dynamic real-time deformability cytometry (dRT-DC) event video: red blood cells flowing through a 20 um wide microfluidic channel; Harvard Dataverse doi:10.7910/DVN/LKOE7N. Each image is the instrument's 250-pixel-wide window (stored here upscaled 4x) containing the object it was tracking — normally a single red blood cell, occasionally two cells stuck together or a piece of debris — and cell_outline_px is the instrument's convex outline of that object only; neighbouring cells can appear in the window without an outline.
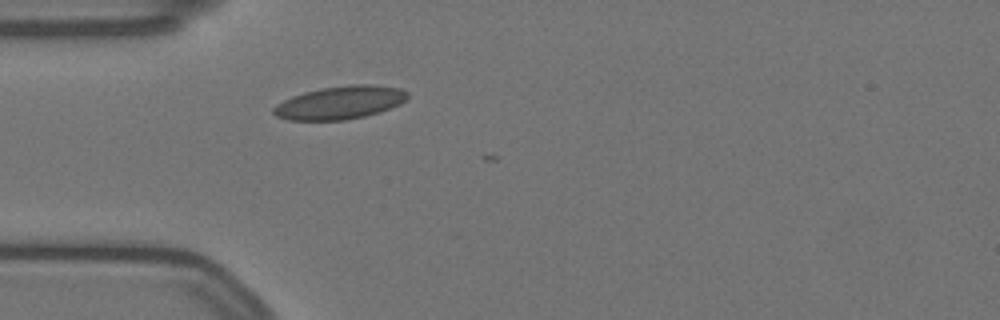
{"species": "Egyptian fruit bat (a non-hibernating species)", "species_latin": "Rousettus aegyptiacus", "temperature_condition": "warm", "stored_images_in_passage": 4, "camera_frame_rate_fps": 3000, "um_per_image_px": 0.085, "animal": {"sex": "female"}, "frame": {"image": 1, "passage_image": 1, "time_ms": 0.0, "image_size_px": [1000, 320], "cell_outline_px": [[408, 96], [400, 104], [380, 112], [364, 116], [344, 120], [288, 120], [276, 116], [272, 112], [272, 108], [276, 104], [292, 96], [304, 92], [320, 88], [352, 84], [372, 84], [400, 88], [408, 92]], "centroid_in_image_um": [28.89, 8.71], "position_along_channel_um": 56.1, "area_um2": 25.89}}